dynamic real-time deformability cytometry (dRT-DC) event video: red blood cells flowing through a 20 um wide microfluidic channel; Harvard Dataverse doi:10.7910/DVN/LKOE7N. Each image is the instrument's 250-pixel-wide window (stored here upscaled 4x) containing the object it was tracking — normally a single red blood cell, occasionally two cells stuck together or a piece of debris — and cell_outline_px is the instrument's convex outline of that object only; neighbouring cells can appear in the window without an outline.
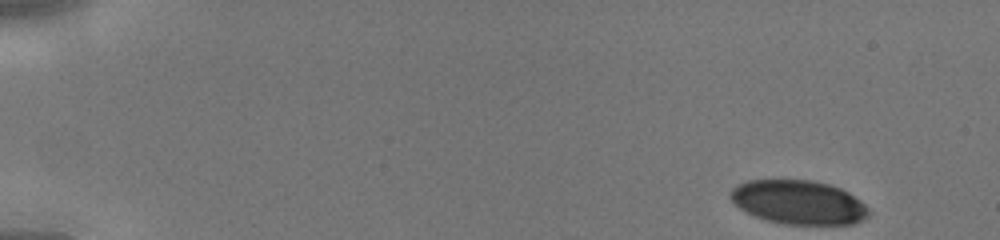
{"species": "human", "species_latin": "Homo sapiens", "temperature_condition": "cold", "stored_images_in_passage": 42, "camera_frame_rate_fps": 3000, "um_per_image_px": 0.085, "donor": {"sex": "male"}, "frame": {"image": 1, "passage_image": 1, "time_ms": 0.0, "image_size_px": [1000, 240], "cell_outline_px": [[872, 212], [864, 220], [852, 224], [784, 224], [768, 220], [756, 216], [740, 208], [728, 196], [732, 188], [736, 184], [748, 180], [812, 180], [828, 184], [840, 188], [848, 192], [860, 200]], "centroid_in_image_um": [67.9, 17.19], "position_along_channel_um": 17.1, "area_um2": 35.43}}
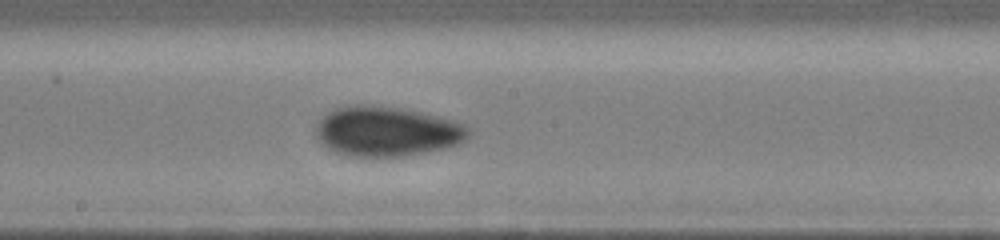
{"frame": {"image": 2, "passage_image": 23, "time_ms": 7.333, "image_size_px": [1000, 240], "cell_outline_px": [[472, 132], [460, 144], [428, 152], [404, 156], [348, 156], [336, 152], [328, 148], [316, 136], [316, 124], [328, 112], [336, 108], [348, 104], [372, 104], [400, 108], [420, 112], [452, 120], [464, 124]], "centroid_in_image_um": [32.88, 11.16], "position_along_channel_um": 215.3, "area_um2": 44.39}}
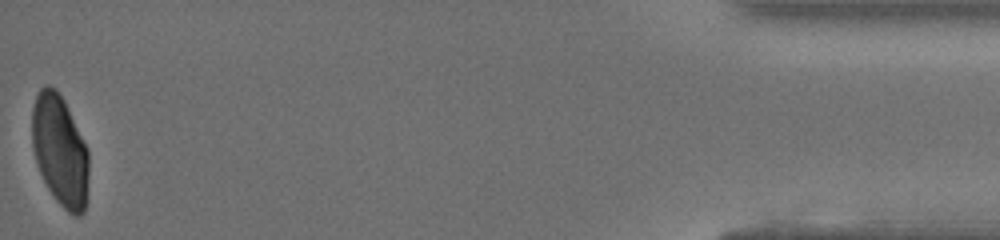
{"frame": {"image": 3, "passage_image": 42, "time_ms": 13.667, "image_size_px": [1000, 240], "cell_outline_px": [[88, 176], [84, 212], [80, 216], [72, 216], [56, 200], [48, 188], [36, 164], [32, 148], [32, 108], [36, 96], [40, 88], [48, 84], [56, 88], [64, 100], [88, 152]], "centroid_in_image_um": [5.07, 12.8], "position_along_channel_um": 430.1, "area_um2": 36.47}}